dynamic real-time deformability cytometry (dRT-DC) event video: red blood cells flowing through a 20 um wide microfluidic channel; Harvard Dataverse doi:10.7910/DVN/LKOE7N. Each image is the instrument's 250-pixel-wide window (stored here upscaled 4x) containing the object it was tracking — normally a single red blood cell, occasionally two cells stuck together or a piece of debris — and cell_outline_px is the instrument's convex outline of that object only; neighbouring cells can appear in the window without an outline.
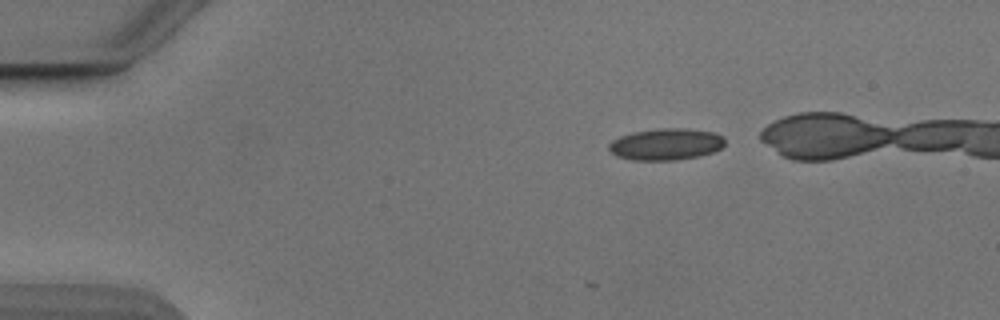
{"species": "Egyptian fruit bat (a non-hibernating species)", "species_latin": "Rousettus aegyptiacus", "temperature_condition": "cold", "stored_images_in_passage": 3, "camera_frame_rate_fps": 3000, "um_per_image_px": 0.085, "animal": {"sex": "male"}, "frame": {"image": 1, "passage_image": 3, "time_ms": 0.667, "image_size_px": [1000, 320], "cell_outline_px": [[724, 144], [720, 148], [712, 152], [700, 156], [676, 160], [632, 160], [616, 156], [608, 148], [608, 144], [612, 140], [620, 136], [632, 132], [656, 128], [684, 128], [712, 132], [724, 136]], "centroid_in_image_um": [56.58, 12.26], "position_along_channel_um": 28.4, "area_um2": 21.5}}